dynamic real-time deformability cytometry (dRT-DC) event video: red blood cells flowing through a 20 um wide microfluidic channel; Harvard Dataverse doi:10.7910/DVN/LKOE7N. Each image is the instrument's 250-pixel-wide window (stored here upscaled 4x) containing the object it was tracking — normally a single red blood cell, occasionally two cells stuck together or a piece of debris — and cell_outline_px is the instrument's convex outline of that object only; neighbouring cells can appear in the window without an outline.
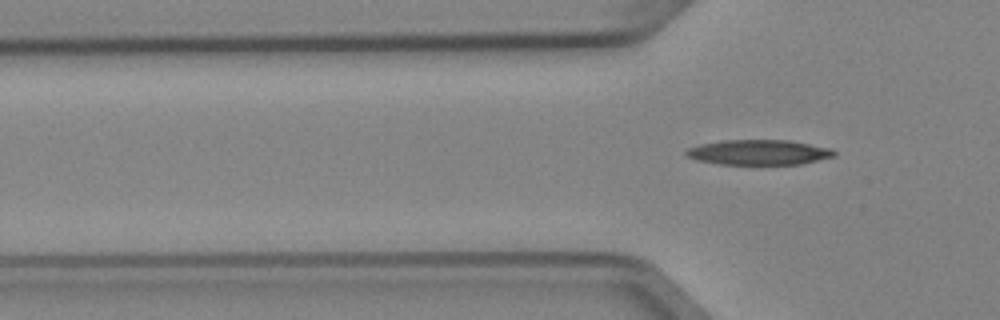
{"species": "Egyptian fruit bat (a non-hibernating species)", "species_latin": "Rousettus aegyptiacus", "temperature_condition": "cold", "stored_images_in_passage": 6, "camera_frame_rate_fps": 3000, "um_per_image_px": 0.085, "animal": {"sex": "female"}, "frame": {"image": 1, "passage_image": 6, "time_ms": 1.667, "image_size_px": [1000, 320], "cell_outline_px": [[836, 156], [804, 164], [720, 164], [700, 160], [688, 156], [684, 152], [688, 148], [700, 144], [724, 140], [788, 140], [832, 148], [836, 152]], "centroid_in_image_um": [64.56, 12.94], "position_along_channel_um": 61.2, "area_um2": 21.62}}